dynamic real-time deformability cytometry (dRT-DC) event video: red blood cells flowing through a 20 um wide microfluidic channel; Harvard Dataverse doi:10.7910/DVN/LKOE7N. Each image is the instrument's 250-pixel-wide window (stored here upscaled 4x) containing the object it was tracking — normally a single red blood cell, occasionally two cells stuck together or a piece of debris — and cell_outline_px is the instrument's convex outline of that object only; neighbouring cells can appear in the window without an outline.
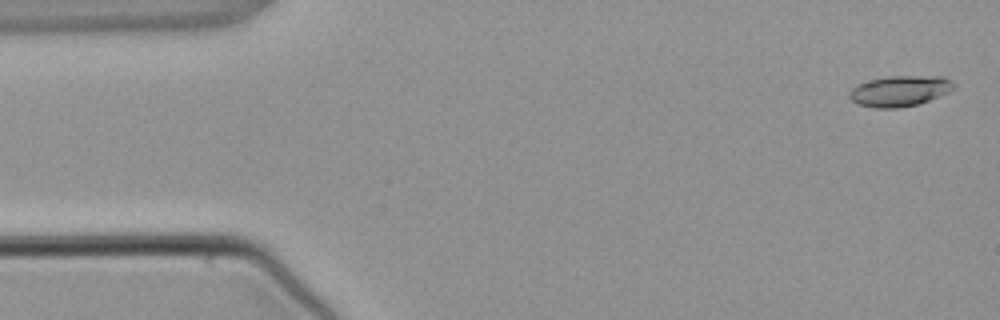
{"species": "common noctule bat (a hibernating species)", "species_latin": "Nyctalus noctula", "temperature_condition": "warm", "stored_images_in_passage": 4, "camera_frame_rate_fps": 3000, "um_per_image_px": 0.085, "animal": {"sex": "male", "body_mass_g": 21.5, "forearm_length_mm": 52.0}, "frame": {"image": 1, "passage_image": 1, "time_ms": 0.0, "image_size_px": [1000, 320], "cell_outline_px": [[956, 88], [948, 92], [928, 100], [916, 104], [900, 108], [872, 108], [860, 104], [852, 100], [848, 96], [848, 92], [856, 84], [888, 76], [944, 76], [952, 80], [956, 84]], "centroid_in_image_um": [76.5, 7.72], "position_along_channel_um": 8.5, "area_um2": 18.73}}